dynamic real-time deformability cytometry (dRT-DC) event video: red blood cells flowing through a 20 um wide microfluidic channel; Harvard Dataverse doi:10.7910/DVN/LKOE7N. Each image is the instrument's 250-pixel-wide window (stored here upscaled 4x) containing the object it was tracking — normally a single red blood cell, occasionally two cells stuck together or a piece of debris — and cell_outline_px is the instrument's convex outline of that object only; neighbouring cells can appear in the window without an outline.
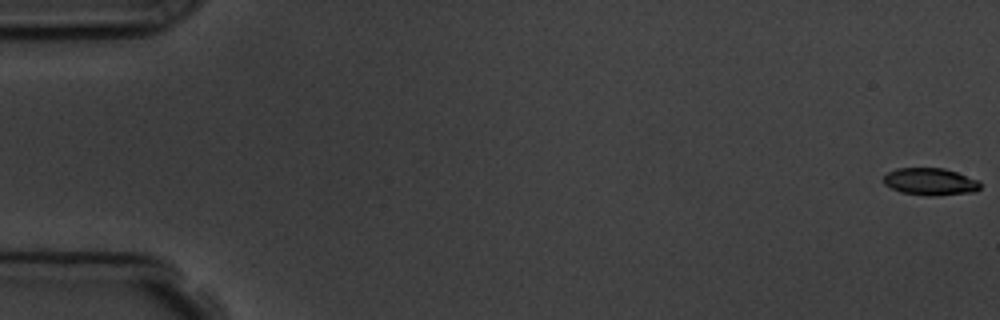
{"species": "common noctule bat (a hibernating species)", "species_latin": "Nyctalus noctula", "temperature_condition": "room temperature", "stored_images_in_passage": 6, "segment_of_instrument_passage": [1, 2], "camera_frame_rate_fps": 3000, "um_per_image_px": 0.085, "animal": {"sex": "male", "body_mass_g": 19.5, "forearm_length_mm": 54.6}, "frame": {"image": 1, "passage_image": 1, "time_ms": 0.0, "image_size_px": [1000, 320], "cell_outline_px": [[980, 188], [976, 192], [936, 196], [900, 192], [884, 184], [884, 176], [888, 172], [896, 168], [944, 168], [980, 180]], "centroid_in_image_um": [79.11, 15.44], "position_along_channel_um": 5.9, "area_um2": 15.37}}